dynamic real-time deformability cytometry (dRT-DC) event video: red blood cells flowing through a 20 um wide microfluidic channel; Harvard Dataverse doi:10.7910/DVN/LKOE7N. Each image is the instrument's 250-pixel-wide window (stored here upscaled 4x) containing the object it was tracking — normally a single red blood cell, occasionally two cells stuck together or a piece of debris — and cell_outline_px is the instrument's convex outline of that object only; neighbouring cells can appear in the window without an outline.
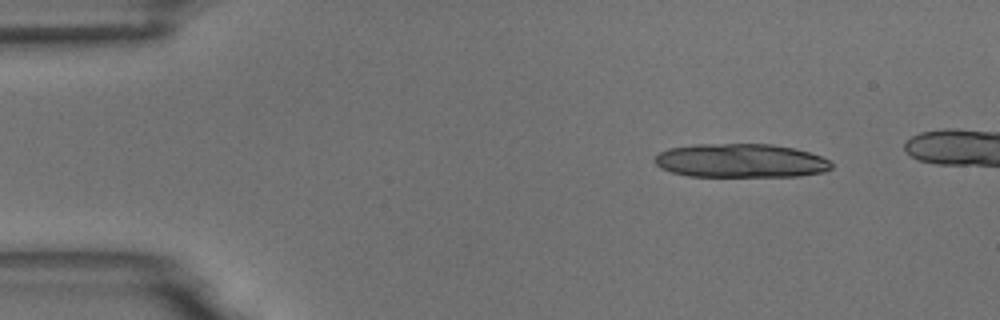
{"species": "common noctule bat (a hibernating species)", "species_latin": "Nyctalus noctula", "temperature_condition": "room temperature", "stored_images_in_passage": 17, "camera_frame_rate_fps": 3000, "um_per_image_px": 0.085, "animal": {"sex": "male", "body_mass_g": 18.8}, "frame": {"image": 1, "passage_image": 1, "time_ms": 0.0, "image_size_px": [1000, 320], "cell_outline_px": [[832, 168], [824, 172], [800, 176], [688, 176], [672, 172], [660, 168], [652, 160], [660, 152], [668, 148], [692, 144], [772, 144], [796, 148], [820, 156], [828, 160], [832, 164]], "centroid_in_image_um": [62.94, 13.65], "position_along_channel_um": 22.1, "area_um2": 35.03}}